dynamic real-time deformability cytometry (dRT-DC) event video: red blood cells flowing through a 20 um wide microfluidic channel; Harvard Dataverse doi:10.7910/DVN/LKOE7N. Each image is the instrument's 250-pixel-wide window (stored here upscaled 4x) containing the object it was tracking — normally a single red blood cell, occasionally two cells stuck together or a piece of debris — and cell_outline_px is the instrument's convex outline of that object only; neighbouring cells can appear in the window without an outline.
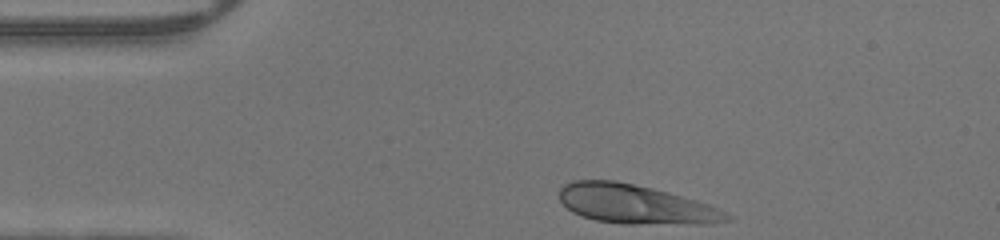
{"species": "human", "species_latin": "Homo sapiens", "temperature_condition": "warm", "stored_images_in_passage": 29, "camera_frame_rate_fps": 3000, "um_per_image_px": 0.085, "donor": {"sex": "male"}, "frame": {"image": 1, "passage_image": 1, "time_ms": 0.0, "image_size_px": [1000, 240], "cell_outline_px": [[732, 220], [708, 224], [624, 224], [596, 220], [580, 216], [572, 212], [560, 200], [560, 188], [564, 184], [572, 180], [616, 180], [652, 188], [668, 192], [696, 200], [708, 204], [732, 216]], "centroid_in_image_um": [54.01, 17.37], "position_along_channel_um": 31.0, "area_um2": 38.26}}
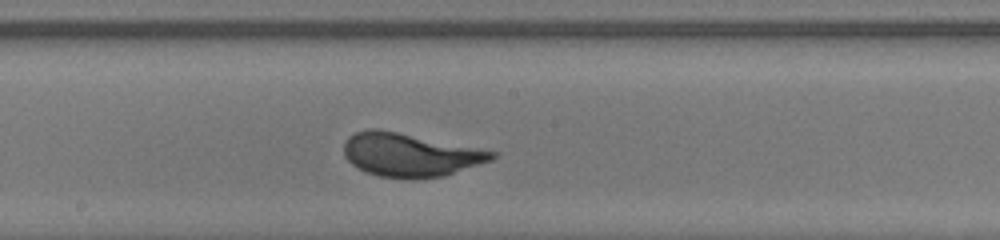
{"frame": {"image": 2, "passage_image": 17, "time_ms": 5.333, "image_size_px": [1000, 240], "cell_outline_px": [[500, 156], [492, 160], [444, 176], [412, 180], [408, 180], [380, 176], [364, 172], [356, 168], [344, 156], [344, 144], [348, 136], [356, 132], [368, 128], [376, 128], [480, 148], [500, 152]], "centroid_in_image_um": [34.87, 13.18], "position_along_channel_um": 213.3, "area_um2": 37.92}}
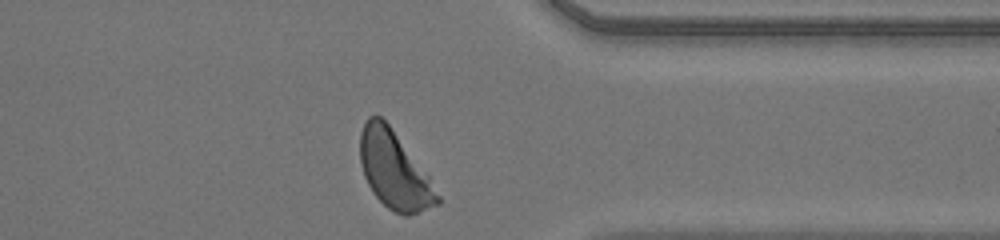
{"frame": {"image": 3, "passage_image": 29, "time_ms": 9.333, "image_size_px": [1000, 240], "cell_outline_px": [[440, 204], [420, 212], [408, 216], [404, 216], [388, 208], [372, 192], [364, 176], [360, 164], [360, 132], [368, 116], [380, 116], [388, 124], [428, 176], [440, 196]], "centroid_in_image_um": [33.5, 14.49], "position_along_channel_um": 377.9, "area_um2": 34.39}}